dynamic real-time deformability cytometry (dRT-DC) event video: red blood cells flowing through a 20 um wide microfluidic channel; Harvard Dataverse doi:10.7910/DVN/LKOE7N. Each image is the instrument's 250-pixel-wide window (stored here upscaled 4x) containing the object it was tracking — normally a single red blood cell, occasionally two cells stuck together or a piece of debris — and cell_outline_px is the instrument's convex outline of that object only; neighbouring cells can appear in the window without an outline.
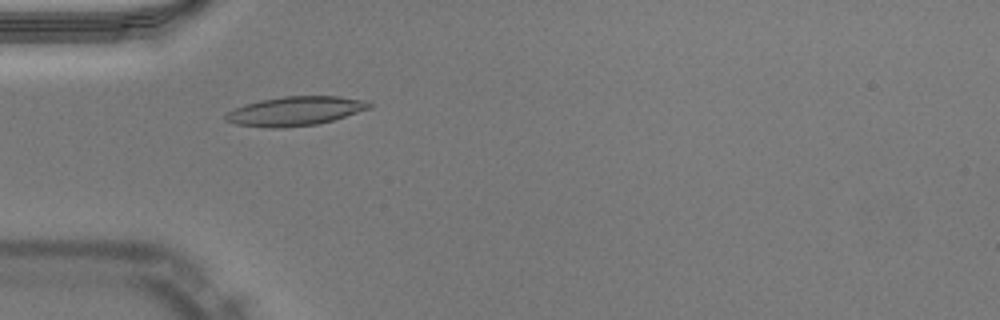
{"species": "Egyptian fruit bat (a non-hibernating species)", "species_latin": "Rousettus aegyptiacus", "temperature_condition": "warm", "stored_images_in_passage": 51, "camera_frame_rate_fps": 3000, "um_per_image_px": 0.085, "animal": {"sex": "male"}, "frame": {"image": 1, "passage_image": 16, "time_ms": 5.0, "image_size_px": [1000, 320], "cell_outline_px": [[372, 108], [332, 120], [316, 124], [284, 128], [268, 128], [236, 124], [224, 120], [224, 116], [228, 112], [244, 104], [260, 100], [284, 96], [336, 96], [364, 100], [372, 104]], "centroid_in_image_um": [25.08, 9.44], "position_along_channel_um": 59.9, "area_um2": 24.33}}
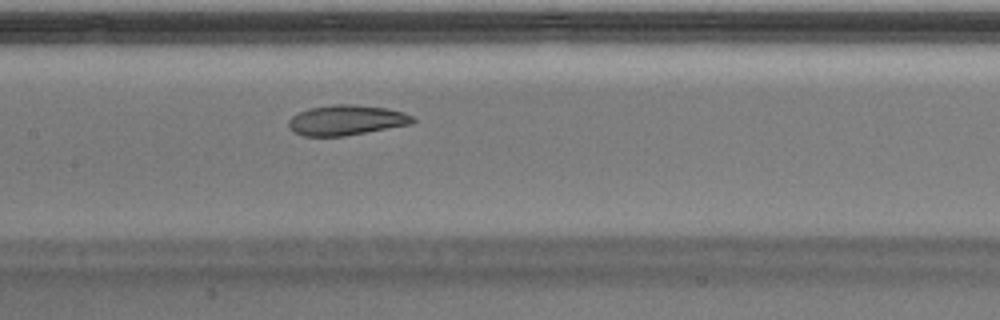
{"frame": {"image": 2, "passage_image": 25, "time_ms": 8.0, "image_size_px": [1000, 320], "cell_outline_px": [[416, 120], [412, 124], [344, 136], [304, 136], [292, 132], [288, 128], [288, 120], [292, 116], [308, 108], [332, 104], [356, 104], [388, 108], [404, 112], [412, 116]], "centroid_in_image_um": [29.43, 10.21], "position_along_channel_um": 178.0, "area_um2": 22.08}}
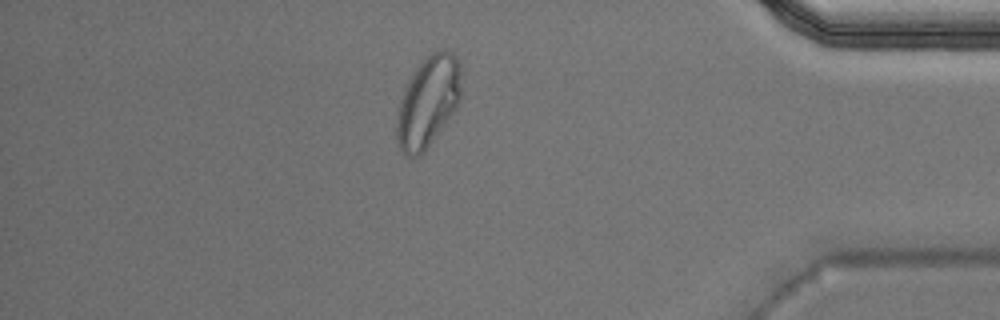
{"frame": {"image": 3, "passage_image": 44, "time_ms": 14.333, "image_size_px": [1000, 320], "cell_outline_px": [[460, 104], [424, 152], [420, 156], [404, 156], [396, 140], [396, 124], [400, 100], [416, 68], [436, 48], [444, 48], [452, 52], [460, 60]], "centroid_in_image_um": [36.41, 8.65], "position_along_channel_um": 398.8, "area_um2": 34.1}, "authors_computed_cell_mechanics": {"area_um2": 22.7154, "velocity_mm_per_s": 4.0169, "shape_relaxation_time_tau1_ms": null, "shape_relaxation_time_tau2_ms": 1.8085, "deformation_change_tau1": null, "deformation_change_tau2": 0.0698}}